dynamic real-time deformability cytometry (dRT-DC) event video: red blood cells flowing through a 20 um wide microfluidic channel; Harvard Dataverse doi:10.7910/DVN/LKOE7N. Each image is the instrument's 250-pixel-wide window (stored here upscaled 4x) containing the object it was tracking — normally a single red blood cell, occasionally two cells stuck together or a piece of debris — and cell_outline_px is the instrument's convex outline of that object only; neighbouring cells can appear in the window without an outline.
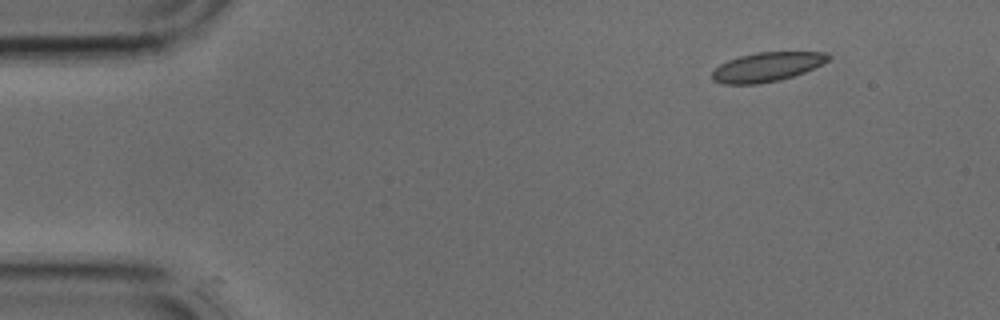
{"species": "common noctule bat (a hibernating species)", "species_latin": "Nyctalus noctula", "temperature_condition": "cold", "stored_images_in_passage": 4, "segment_of_instrument_passage": [2, 2], "camera_frame_rate_fps": 3000, "um_per_image_px": 0.085, "animal": {"sex": "male", "body_mass_g": 17.9, "forearm_length_mm": 54.2}, "frame": {"image": 1, "passage_image": 4, "time_ms": 1.0, "image_size_px": [1000, 320], "cell_outline_px": [[832, 56], [828, 60], [804, 72], [780, 80], [760, 84], [724, 84], [712, 80], [712, 72], [720, 64], [728, 60], [740, 56], [756, 52], [828, 52]], "centroid_in_image_um": [65.17, 5.69], "position_along_channel_um": 19.8, "area_um2": 19.71}}